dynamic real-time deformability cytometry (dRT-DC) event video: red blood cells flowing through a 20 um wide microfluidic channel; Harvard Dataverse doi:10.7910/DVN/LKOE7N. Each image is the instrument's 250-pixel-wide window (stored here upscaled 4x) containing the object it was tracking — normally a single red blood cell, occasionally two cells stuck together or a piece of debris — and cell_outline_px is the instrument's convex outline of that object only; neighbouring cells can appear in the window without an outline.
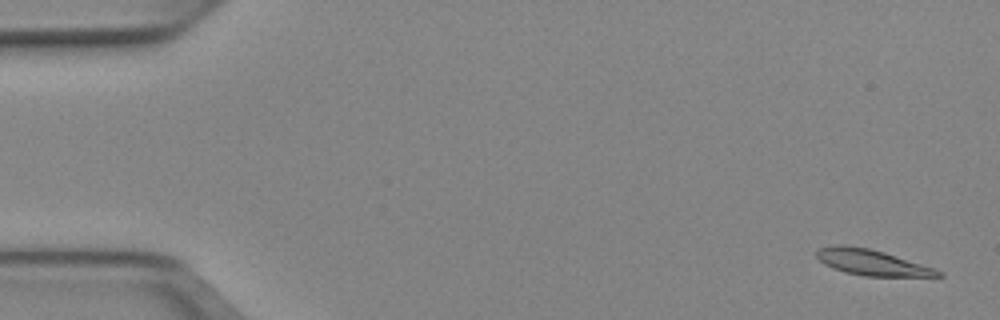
{"species": "Egyptian fruit bat (a non-hibernating species)", "species_latin": "Rousettus aegyptiacus", "temperature_condition": "cold", "stored_images_in_passage": 52, "camera_frame_rate_fps": 3000, "um_per_image_px": 0.085, "animal": {"sex": "female"}, "frame": {"image": 1, "passage_image": 2, "time_ms": 0.333, "image_size_px": [1000, 320], "cell_outline_px": [[944, 276], [864, 276], [844, 272], [832, 268], [824, 264], [816, 256], [816, 252], [820, 248], [836, 244], [844, 244], [868, 248], [884, 252], [944, 272]], "centroid_in_image_um": [74.05, 22.3], "position_along_channel_um": 11.0, "area_um2": 18.03}}
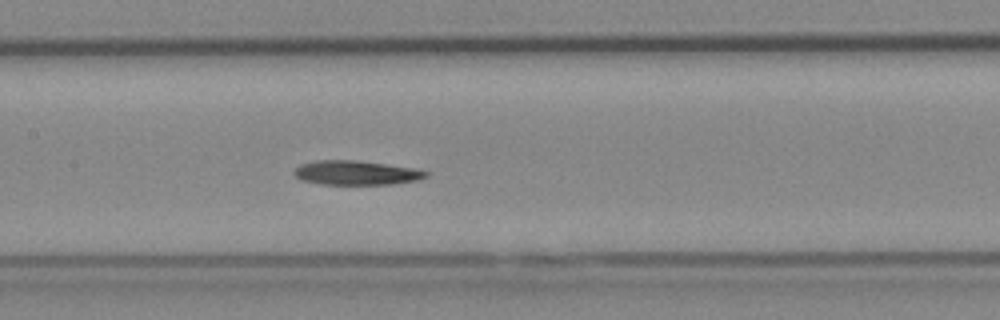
{"frame": {"image": 2, "passage_image": 25, "time_ms": 8.0, "image_size_px": [1000, 320], "cell_outline_px": [[428, 176], [420, 180], [392, 184], [320, 184], [300, 180], [292, 172], [300, 164], [316, 160], [356, 160], [412, 168], [428, 172]], "centroid_in_image_um": [30.24, 14.69], "position_along_channel_um": 177.2, "area_um2": 18.61}}
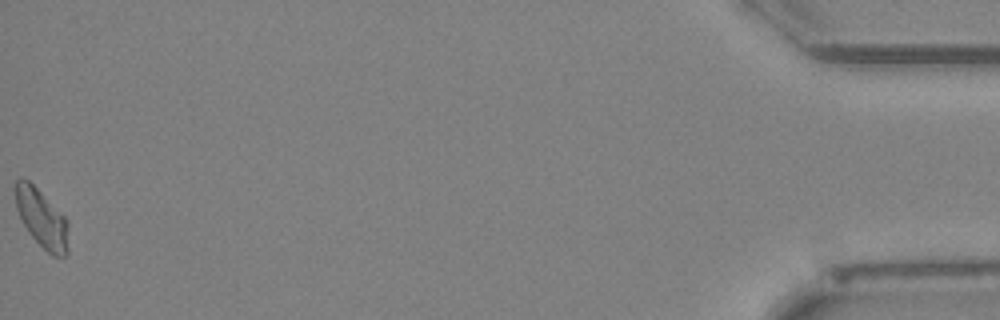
{"frame": {"image": 3, "passage_image": 52, "time_ms": 17.0, "image_size_px": [1000, 320], "cell_outline_px": [[68, 252], [64, 256], [52, 256], [28, 232], [16, 208], [16, 180], [20, 176], [28, 180], [68, 220]], "centroid_in_image_um": [3.56, 18.58], "position_along_channel_um": 431.6, "area_um2": 17.69}}